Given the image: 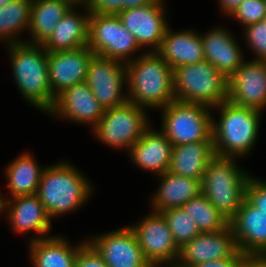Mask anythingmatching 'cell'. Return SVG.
I'll return each instance as SVG.
<instances>
[{"mask_svg": "<svg viewBox=\"0 0 266 267\" xmlns=\"http://www.w3.org/2000/svg\"><path fill=\"white\" fill-rule=\"evenodd\" d=\"M156 0H123V10L146 6L154 3Z\"/></svg>", "mask_w": 266, "mask_h": 267, "instance_id": "obj_40", "label": "cell"}, {"mask_svg": "<svg viewBox=\"0 0 266 267\" xmlns=\"http://www.w3.org/2000/svg\"><path fill=\"white\" fill-rule=\"evenodd\" d=\"M125 65L128 101L144 108H163L175 100L173 70L157 52L142 54Z\"/></svg>", "mask_w": 266, "mask_h": 267, "instance_id": "obj_1", "label": "cell"}, {"mask_svg": "<svg viewBox=\"0 0 266 267\" xmlns=\"http://www.w3.org/2000/svg\"><path fill=\"white\" fill-rule=\"evenodd\" d=\"M175 100L214 108L227 100L228 78L204 60L173 70Z\"/></svg>", "mask_w": 266, "mask_h": 267, "instance_id": "obj_6", "label": "cell"}, {"mask_svg": "<svg viewBox=\"0 0 266 267\" xmlns=\"http://www.w3.org/2000/svg\"><path fill=\"white\" fill-rule=\"evenodd\" d=\"M162 109L161 132L173 146L213 140V117L208 106L174 100Z\"/></svg>", "mask_w": 266, "mask_h": 267, "instance_id": "obj_7", "label": "cell"}, {"mask_svg": "<svg viewBox=\"0 0 266 267\" xmlns=\"http://www.w3.org/2000/svg\"><path fill=\"white\" fill-rule=\"evenodd\" d=\"M245 199L259 212L266 215V182L250 175L246 185Z\"/></svg>", "mask_w": 266, "mask_h": 267, "instance_id": "obj_34", "label": "cell"}, {"mask_svg": "<svg viewBox=\"0 0 266 267\" xmlns=\"http://www.w3.org/2000/svg\"><path fill=\"white\" fill-rule=\"evenodd\" d=\"M129 227L135 233L143 255L151 266L157 267L162 263H169L170 267L175 266L174 261L178 260L180 248L161 213L153 212L138 225Z\"/></svg>", "mask_w": 266, "mask_h": 267, "instance_id": "obj_11", "label": "cell"}, {"mask_svg": "<svg viewBox=\"0 0 266 267\" xmlns=\"http://www.w3.org/2000/svg\"><path fill=\"white\" fill-rule=\"evenodd\" d=\"M263 22L266 24V14H265V16L263 18Z\"/></svg>", "mask_w": 266, "mask_h": 267, "instance_id": "obj_43", "label": "cell"}, {"mask_svg": "<svg viewBox=\"0 0 266 267\" xmlns=\"http://www.w3.org/2000/svg\"><path fill=\"white\" fill-rule=\"evenodd\" d=\"M72 6L63 0H32L29 31L30 44L42 45Z\"/></svg>", "mask_w": 266, "mask_h": 267, "instance_id": "obj_27", "label": "cell"}, {"mask_svg": "<svg viewBox=\"0 0 266 267\" xmlns=\"http://www.w3.org/2000/svg\"><path fill=\"white\" fill-rule=\"evenodd\" d=\"M91 13L118 15L123 10V0H90Z\"/></svg>", "mask_w": 266, "mask_h": 267, "instance_id": "obj_36", "label": "cell"}, {"mask_svg": "<svg viewBox=\"0 0 266 267\" xmlns=\"http://www.w3.org/2000/svg\"><path fill=\"white\" fill-rule=\"evenodd\" d=\"M159 176L162 178L161 186L151 200L153 212L161 213L168 209L180 208L201 193V183L198 179L180 176L169 170Z\"/></svg>", "mask_w": 266, "mask_h": 267, "instance_id": "obj_25", "label": "cell"}, {"mask_svg": "<svg viewBox=\"0 0 266 267\" xmlns=\"http://www.w3.org/2000/svg\"><path fill=\"white\" fill-rule=\"evenodd\" d=\"M262 258L266 261V253L262 256Z\"/></svg>", "mask_w": 266, "mask_h": 267, "instance_id": "obj_44", "label": "cell"}, {"mask_svg": "<svg viewBox=\"0 0 266 267\" xmlns=\"http://www.w3.org/2000/svg\"><path fill=\"white\" fill-rule=\"evenodd\" d=\"M204 58L225 77L229 78L244 62L242 52L233 35L216 28L201 35Z\"/></svg>", "mask_w": 266, "mask_h": 267, "instance_id": "obj_20", "label": "cell"}, {"mask_svg": "<svg viewBox=\"0 0 266 267\" xmlns=\"http://www.w3.org/2000/svg\"><path fill=\"white\" fill-rule=\"evenodd\" d=\"M172 147L170 140L161 131L159 133L148 128L129 151L139 167L160 175L169 169Z\"/></svg>", "mask_w": 266, "mask_h": 267, "instance_id": "obj_21", "label": "cell"}, {"mask_svg": "<svg viewBox=\"0 0 266 267\" xmlns=\"http://www.w3.org/2000/svg\"><path fill=\"white\" fill-rule=\"evenodd\" d=\"M75 267H108L101 255L87 241L79 250L76 256Z\"/></svg>", "mask_w": 266, "mask_h": 267, "instance_id": "obj_35", "label": "cell"}, {"mask_svg": "<svg viewBox=\"0 0 266 267\" xmlns=\"http://www.w3.org/2000/svg\"><path fill=\"white\" fill-rule=\"evenodd\" d=\"M215 156L213 140L172 147L169 171L188 178L201 179L209 161Z\"/></svg>", "mask_w": 266, "mask_h": 267, "instance_id": "obj_24", "label": "cell"}, {"mask_svg": "<svg viewBox=\"0 0 266 267\" xmlns=\"http://www.w3.org/2000/svg\"><path fill=\"white\" fill-rule=\"evenodd\" d=\"M157 53L172 70L205 60L201 35L191 30L173 33L168 27Z\"/></svg>", "mask_w": 266, "mask_h": 267, "instance_id": "obj_22", "label": "cell"}, {"mask_svg": "<svg viewBox=\"0 0 266 267\" xmlns=\"http://www.w3.org/2000/svg\"><path fill=\"white\" fill-rule=\"evenodd\" d=\"M244 29L247 44L257 56L254 60L266 61V24L263 21L252 23Z\"/></svg>", "mask_w": 266, "mask_h": 267, "instance_id": "obj_33", "label": "cell"}, {"mask_svg": "<svg viewBox=\"0 0 266 267\" xmlns=\"http://www.w3.org/2000/svg\"><path fill=\"white\" fill-rule=\"evenodd\" d=\"M87 46L94 54L126 64L140 47L118 15L91 13ZM127 57V59H126ZM128 60V61H127Z\"/></svg>", "mask_w": 266, "mask_h": 267, "instance_id": "obj_9", "label": "cell"}, {"mask_svg": "<svg viewBox=\"0 0 266 267\" xmlns=\"http://www.w3.org/2000/svg\"><path fill=\"white\" fill-rule=\"evenodd\" d=\"M244 253L239 252L235 257L219 260H209L195 267H241L242 262L247 258Z\"/></svg>", "mask_w": 266, "mask_h": 267, "instance_id": "obj_37", "label": "cell"}, {"mask_svg": "<svg viewBox=\"0 0 266 267\" xmlns=\"http://www.w3.org/2000/svg\"><path fill=\"white\" fill-rule=\"evenodd\" d=\"M266 14V0H244L230 15L244 26L263 21Z\"/></svg>", "mask_w": 266, "mask_h": 267, "instance_id": "obj_32", "label": "cell"}, {"mask_svg": "<svg viewBox=\"0 0 266 267\" xmlns=\"http://www.w3.org/2000/svg\"><path fill=\"white\" fill-rule=\"evenodd\" d=\"M85 82L104 110L128 101L127 94L122 95V86L127 82L126 65L123 62L94 54Z\"/></svg>", "mask_w": 266, "mask_h": 267, "instance_id": "obj_10", "label": "cell"}, {"mask_svg": "<svg viewBox=\"0 0 266 267\" xmlns=\"http://www.w3.org/2000/svg\"><path fill=\"white\" fill-rule=\"evenodd\" d=\"M161 214L166 219L173 239L179 248L200 233L196 223H193L182 207L168 209Z\"/></svg>", "mask_w": 266, "mask_h": 267, "instance_id": "obj_31", "label": "cell"}, {"mask_svg": "<svg viewBox=\"0 0 266 267\" xmlns=\"http://www.w3.org/2000/svg\"><path fill=\"white\" fill-rule=\"evenodd\" d=\"M63 1L68 2L72 7H74V5L76 4L78 5L82 4V5H85V8L88 7L89 2H90V0H63Z\"/></svg>", "mask_w": 266, "mask_h": 267, "instance_id": "obj_41", "label": "cell"}, {"mask_svg": "<svg viewBox=\"0 0 266 267\" xmlns=\"http://www.w3.org/2000/svg\"><path fill=\"white\" fill-rule=\"evenodd\" d=\"M4 209L9 211L8 219L15 232L34 230L39 234H46L50 231L51 218L36 194L18 196L11 200H5L0 195V213Z\"/></svg>", "mask_w": 266, "mask_h": 267, "instance_id": "obj_19", "label": "cell"}, {"mask_svg": "<svg viewBox=\"0 0 266 267\" xmlns=\"http://www.w3.org/2000/svg\"><path fill=\"white\" fill-rule=\"evenodd\" d=\"M43 171L28 153L17 157L6 168L7 187L12 198L36 194Z\"/></svg>", "mask_w": 266, "mask_h": 267, "instance_id": "obj_28", "label": "cell"}, {"mask_svg": "<svg viewBox=\"0 0 266 267\" xmlns=\"http://www.w3.org/2000/svg\"><path fill=\"white\" fill-rule=\"evenodd\" d=\"M238 250L231 227L215 232H200L179 251L174 267H195L209 260L235 257Z\"/></svg>", "mask_w": 266, "mask_h": 267, "instance_id": "obj_12", "label": "cell"}, {"mask_svg": "<svg viewBox=\"0 0 266 267\" xmlns=\"http://www.w3.org/2000/svg\"><path fill=\"white\" fill-rule=\"evenodd\" d=\"M163 0L133 9L122 10L118 17L126 29L134 36L139 47L151 46L153 52L161 47L168 28L164 16Z\"/></svg>", "mask_w": 266, "mask_h": 267, "instance_id": "obj_15", "label": "cell"}, {"mask_svg": "<svg viewBox=\"0 0 266 267\" xmlns=\"http://www.w3.org/2000/svg\"><path fill=\"white\" fill-rule=\"evenodd\" d=\"M15 0H0V8L4 7L7 3L13 2Z\"/></svg>", "mask_w": 266, "mask_h": 267, "instance_id": "obj_42", "label": "cell"}, {"mask_svg": "<svg viewBox=\"0 0 266 267\" xmlns=\"http://www.w3.org/2000/svg\"><path fill=\"white\" fill-rule=\"evenodd\" d=\"M216 108L220 109L221 117L218 122L214 119L212 122L215 155L237 157L248 153L259 132L261 111L237 106L228 100Z\"/></svg>", "mask_w": 266, "mask_h": 267, "instance_id": "obj_4", "label": "cell"}, {"mask_svg": "<svg viewBox=\"0 0 266 267\" xmlns=\"http://www.w3.org/2000/svg\"><path fill=\"white\" fill-rule=\"evenodd\" d=\"M227 100L242 107H266V61H244L228 78Z\"/></svg>", "mask_w": 266, "mask_h": 267, "instance_id": "obj_13", "label": "cell"}, {"mask_svg": "<svg viewBox=\"0 0 266 267\" xmlns=\"http://www.w3.org/2000/svg\"><path fill=\"white\" fill-rule=\"evenodd\" d=\"M104 111L90 87L84 81L60 93L49 112L77 123L91 124L94 128L103 116Z\"/></svg>", "mask_w": 266, "mask_h": 267, "instance_id": "obj_18", "label": "cell"}, {"mask_svg": "<svg viewBox=\"0 0 266 267\" xmlns=\"http://www.w3.org/2000/svg\"><path fill=\"white\" fill-rule=\"evenodd\" d=\"M85 10H87V15H78L72 7L61 19L50 37L42 44L48 53L87 46L91 12L88 8Z\"/></svg>", "mask_w": 266, "mask_h": 267, "instance_id": "obj_23", "label": "cell"}, {"mask_svg": "<svg viewBox=\"0 0 266 267\" xmlns=\"http://www.w3.org/2000/svg\"><path fill=\"white\" fill-rule=\"evenodd\" d=\"M144 110L130 101L106 109L93 128L94 134L111 147L129 150L150 127Z\"/></svg>", "mask_w": 266, "mask_h": 267, "instance_id": "obj_8", "label": "cell"}, {"mask_svg": "<svg viewBox=\"0 0 266 267\" xmlns=\"http://www.w3.org/2000/svg\"><path fill=\"white\" fill-rule=\"evenodd\" d=\"M13 75L31 105L49 112L54 103L48 78V52L42 45L21 42L8 45Z\"/></svg>", "mask_w": 266, "mask_h": 267, "instance_id": "obj_2", "label": "cell"}, {"mask_svg": "<svg viewBox=\"0 0 266 267\" xmlns=\"http://www.w3.org/2000/svg\"><path fill=\"white\" fill-rule=\"evenodd\" d=\"M238 250L246 256L262 257L266 253V215L246 199L229 221Z\"/></svg>", "mask_w": 266, "mask_h": 267, "instance_id": "obj_17", "label": "cell"}, {"mask_svg": "<svg viewBox=\"0 0 266 267\" xmlns=\"http://www.w3.org/2000/svg\"><path fill=\"white\" fill-rule=\"evenodd\" d=\"M88 242L108 267H152L145 259L135 233L129 226L98 235Z\"/></svg>", "mask_w": 266, "mask_h": 267, "instance_id": "obj_14", "label": "cell"}, {"mask_svg": "<svg viewBox=\"0 0 266 267\" xmlns=\"http://www.w3.org/2000/svg\"><path fill=\"white\" fill-rule=\"evenodd\" d=\"M70 246L61 237H38L30 241V257L34 267H75L78 250L85 244Z\"/></svg>", "mask_w": 266, "mask_h": 267, "instance_id": "obj_26", "label": "cell"}, {"mask_svg": "<svg viewBox=\"0 0 266 267\" xmlns=\"http://www.w3.org/2000/svg\"><path fill=\"white\" fill-rule=\"evenodd\" d=\"M233 157L215 155L201 179V192L229 221L245 199L249 175L234 164Z\"/></svg>", "mask_w": 266, "mask_h": 267, "instance_id": "obj_5", "label": "cell"}, {"mask_svg": "<svg viewBox=\"0 0 266 267\" xmlns=\"http://www.w3.org/2000/svg\"><path fill=\"white\" fill-rule=\"evenodd\" d=\"M91 190L90 182L76 167L61 162L44 168L36 195L52 219L80 207Z\"/></svg>", "mask_w": 266, "mask_h": 267, "instance_id": "obj_3", "label": "cell"}, {"mask_svg": "<svg viewBox=\"0 0 266 267\" xmlns=\"http://www.w3.org/2000/svg\"><path fill=\"white\" fill-rule=\"evenodd\" d=\"M93 55L88 46L48 53V78L54 99L67 88L86 80Z\"/></svg>", "mask_w": 266, "mask_h": 267, "instance_id": "obj_16", "label": "cell"}, {"mask_svg": "<svg viewBox=\"0 0 266 267\" xmlns=\"http://www.w3.org/2000/svg\"><path fill=\"white\" fill-rule=\"evenodd\" d=\"M244 0H219L222 10L229 16L236 10Z\"/></svg>", "mask_w": 266, "mask_h": 267, "instance_id": "obj_39", "label": "cell"}, {"mask_svg": "<svg viewBox=\"0 0 266 267\" xmlns=\"http://www.w3.org/2000/svg\"><path fill=\"white\" fill-rule=\"evenodd\" d=\"M241 267H266V261L262 257L248 256L242 262Z\"/></svg>", "mask_w": 266, "mask_h": 267, "instance_id": "obj_38", "label": "cell"}, {"mask_svg": "<svg viewBox=\"0 0 266 267\" xmlns=\"http://www.w3.org/2000/svg\"><path fill=\"white\" fill-rule=\"evenodd\" d=\"M32 0H15L0 8V38L8 45L20 43L16 34L29 29Z\"/></svg>", "mask_w": 266, "mask_h": 267, "instance_id": "obj_30", "label": "cell"}, {"mask_svg": "<svg viewBox=\"0 0 266 267\" xmlns=\"http://www.w3.org/2000/svg\"><path fill=\"white\" fill-rule=\"evenodd\" d=\"M182 209L196 223L200 232L221 231L229 227L224 217L201 192L186 202Z\"/></svg>", "mask_w": 266, "mask_h": 267, "instance_id": "obj_29", "label": "cell"}]
</instances>
